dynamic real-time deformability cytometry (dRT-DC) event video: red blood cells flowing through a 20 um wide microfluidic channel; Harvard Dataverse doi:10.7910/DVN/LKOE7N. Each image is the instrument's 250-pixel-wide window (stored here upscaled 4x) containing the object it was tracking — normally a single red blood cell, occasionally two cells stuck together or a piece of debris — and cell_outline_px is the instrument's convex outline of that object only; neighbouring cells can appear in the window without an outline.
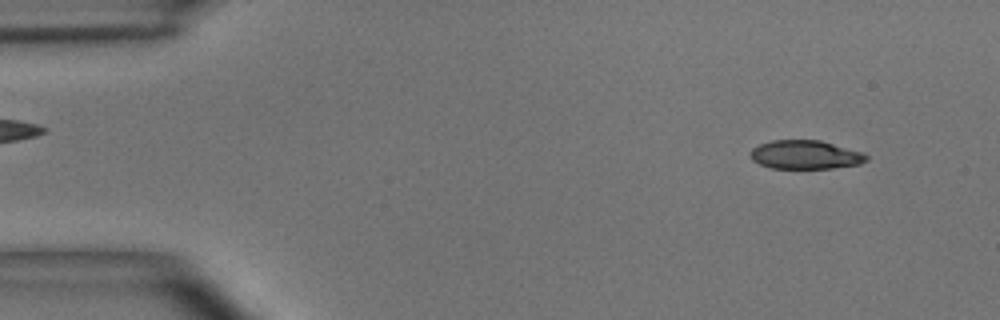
{"species": "common noctule bat (a hibernating species)", "species_latin": "Nyctalus noctula", "temperature_condition": "room temperature", "stored_images_in_passage": 51, "camera_frame_rate_fps": 3000, "um_per_image_px": 0.085, "animal": {"sex": "male", "body_mass_g": 15.6}, "frame": {"image": 1, "passage_image": 2, "time_ms": 0.333, "image_size_px": [1000, 320], "cell_outline_px": [[868, 160], [860, 164], [832, 168], [772, 168], [760, 164], [752, 160], [748, 156], [748, 152], [752, 148], [760, 144], [772, 140], [820, 140], [864, 152], [868, 156]], "centroid_in_image_um": [68.45, 13.15], "position_along_channel_um": 16.6, "area_um2": 19.59}}
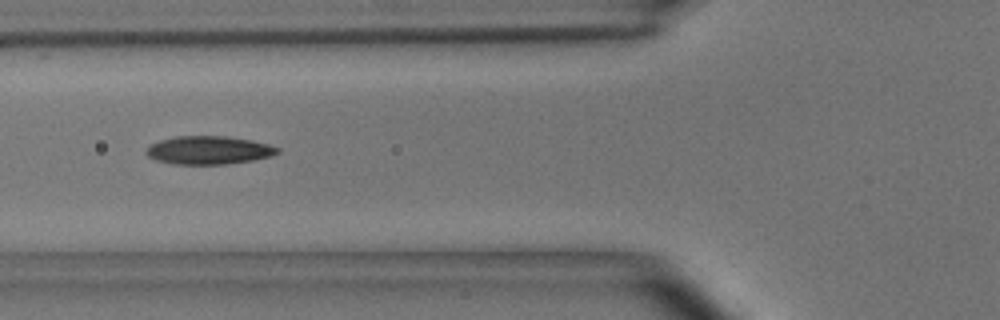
{"frame": {"image": 2, "passage_image": 17, "time_ms": 5.333, "image_size_px": [1000, 320], "cell_outline_px": [[280, 152], [272, 156], [252, 160], [228, 164], [172, 164], [156, 160], [148, 156], [144, 152], [152, 144], [160, 140], [176, 136], [228, 136], [252, 140], [268, 144], [280, 148]], "centroid_in_image_um": [17.77, 12.76], "position_along_channel_um": 108.0, "area_um2": 21.68}}
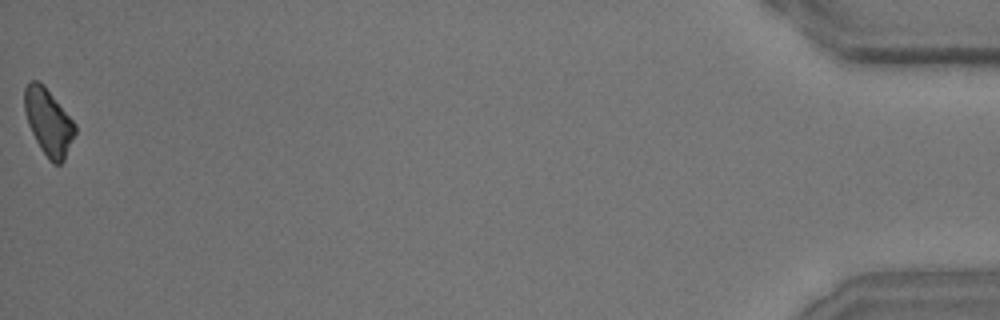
{"frame": {"image": 3, "passage_image": 51, "time_ms": 16.667, "image_size_px": [1000, 320], "cell_outline_px": [[76, 132], [64, 160], [60, 164], [52, 164], [48, 160], [40, 148], [28, 124], [24, 108], [24, 88], [32, 80], [36, 80], [44, 84], [76, 124]], "centroid_in_image_um": [4.12, 10.37], "position_along_channel_um": 431.1, "area_um2": 19.59}, "authors_computed_cell_mechanics": {"area_um2": 20.7502, "velocity_mm_per_s": 3.694, "shape_relaxation_time_tau1_ms": 3.5236, "shape_relaxation_time_tau2_ms": 7.9903, "deformation_change_tau1": 0.1169, "deformation_change_tau2": 0.1474}}